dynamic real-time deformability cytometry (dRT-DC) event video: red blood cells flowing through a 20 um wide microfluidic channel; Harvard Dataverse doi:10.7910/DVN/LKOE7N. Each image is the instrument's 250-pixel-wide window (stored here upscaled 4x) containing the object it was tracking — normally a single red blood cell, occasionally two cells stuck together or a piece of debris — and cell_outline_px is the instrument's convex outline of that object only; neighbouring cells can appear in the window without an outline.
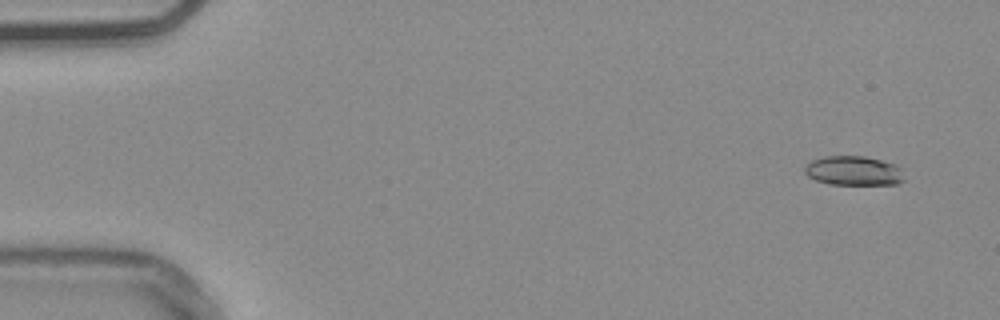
{"species": "common noctule bat (a hibernating species)", "species_latin": "Nyctalus noctula", "temperature_condition": "warm", "stored_images_in_passage": 54, "camera_frame_rate_fps": 3000, "um_per_image_px": 0.085, "animal": {"sex": "male", "body_mass_g": 20.4}, "frame": {"image": 1, "passage_image": 3, "time_ms": 0.667, "image_size_px": [1000, 320], "cell_outline_px": [[904, 180], [896, 184], [828, 184], [816, 180], [808, 176], [804, 172], [804, 168], [812, 160], [824, 156], [864, 156], [896, 164], [900, 168]], "centroid_in_image_um": [72.54, 14.51], "position_along_channel_um": 12.5, "area_um2": 16.94}}
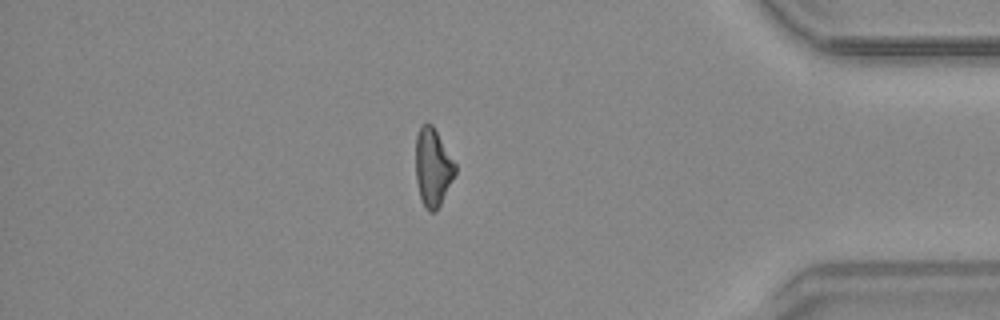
{"frame": {"image": 2, "passage_image": 46, "time_ms": 15.0, "image_size_px": [1000, 320], "cell_outline_px": [[456, 172], [436, 212], [428, 212], [424, 208], [420, 196], [416, 180], [416, 136], [420, 124], [428, 120], [432, 124], [456, 164]], "centroid_in_image_um": [36.77, 14.19], "position_along_channel_um": 398.4, "area_um2": 18.03}}
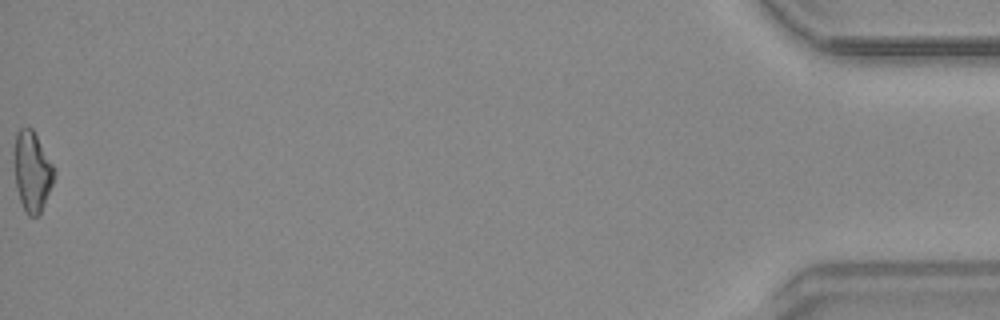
{"frame": {"image": 3, "passage_image": 54, "time_ms": 17.667, "image_size_px": [1000, 320], "cell_outline_px": [[56, 172], [52, 184], [40, 212], [36, 216], [28, 216], [24, 212], [16, 188], [12, 152], [16, 132], [20, 128], [32, 128], [56, 168]], "centroid_in_image_um": [2.7, 14.54], "position_along_channel_um": 432.5, "area_um2": 19.02}, "authors_computed_cell_mechanics": {"area_um2": 18.207, "velocity_mm_per_s": 3.8117, "shape_relaxation_time_tau1_ms": 9.3329, "shape_relaxation_time_tau2_ms": null, "deformation_change_tau1": 0.2191, "deformation_change_tau2": null}}